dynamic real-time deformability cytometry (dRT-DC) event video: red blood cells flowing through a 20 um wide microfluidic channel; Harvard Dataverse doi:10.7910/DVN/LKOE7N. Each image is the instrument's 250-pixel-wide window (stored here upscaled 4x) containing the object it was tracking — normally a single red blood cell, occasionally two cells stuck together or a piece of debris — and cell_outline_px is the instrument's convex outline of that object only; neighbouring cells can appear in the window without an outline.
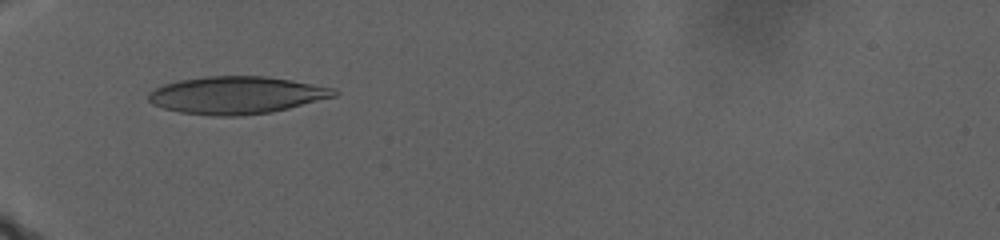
{"species": "human", "species_latin": "Homo sapiens", "temperature_condition": "warm", "stored_images_in_passage": 58, "camera_frame_rate_fps": 3000, "um_per_image_px": 0.085, "donor": {"sex": "male"}, "frame": {"image": 1, "passage_image": 1, "time_ms": 0.0, "image_size_px": [1000, 240], "cell_outline_px": [[340, 92], [336, 96], [272, 112], [240, 116], [212, 116], [180, 112], [164, 108], [152, 104], [148, 100], [148, 92], [164, 84], [180, 80], [208, 76], [268, 76], [312, 84], [332, 88]], "centroid_in_image_um": [20.08, 8.09], "position_along_channel_um": 64.9, "area_um2": 40.4}}
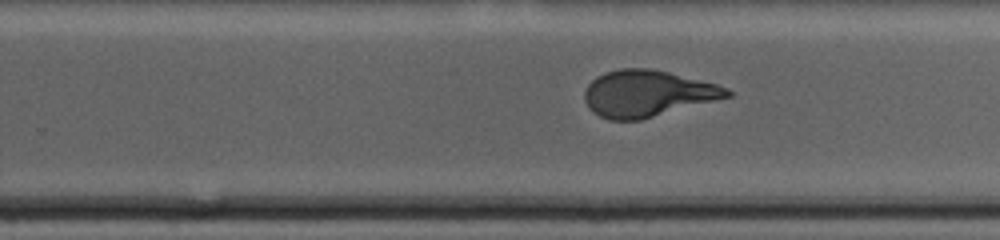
{"frame": {"image": 2, "passage_image": 26, "time_ms": 11.0, "image_size_px": [1000, 240], "cell_outline_px": [[732, 96], [640, 120], [608, 120], [592, 112], [588, 108], [584, 100], [584, 92], [588, 84], [596, 76], [604, 72], [620, 68], [648, 68], [668, 72], [716, 84], [728, 88], [732, 92]], "centroid_in_image_um": [54.99, 7.95], "position_along_channel_um": 274.8, "area_um2": 38.61}}
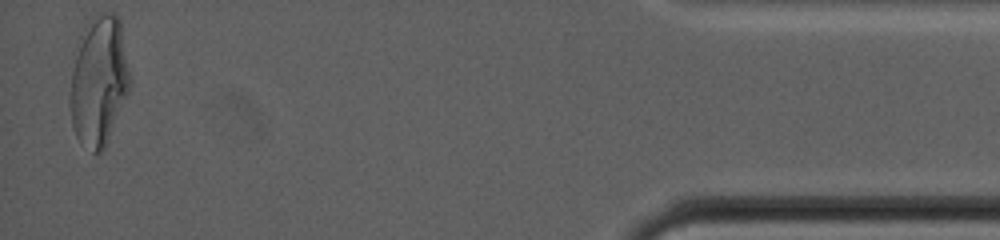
{"frame": {"image": 3, "passage_image": 56, "time_ms": 21.667, "image_size_px": [1000, 240], "cell_outline_px": [[128, 92], [108, 140], [104, 148], [100, 152], [92, 152], [80, 144], [72, 128], [72, 72], [76, 56], [84, 28], [88, 20], [96, 12], [112, 12], [120, 20], [128, 72]], "centroid_in_image_um": [8.4, 6.88], "position_along_channel_um": 426.8, "area_um2": 43.87}, "authors_computed_cell_mechanics": {"area_um2": 39.593, "velocity_mm_per_s": 2.0299, "shape_relaxation_time_tau1_ms": 11.1979, "shape_relaxation_time_tau2_ms": null, "deformation_change_tau1": 0.2729, "deformation_change_tau2": null}}